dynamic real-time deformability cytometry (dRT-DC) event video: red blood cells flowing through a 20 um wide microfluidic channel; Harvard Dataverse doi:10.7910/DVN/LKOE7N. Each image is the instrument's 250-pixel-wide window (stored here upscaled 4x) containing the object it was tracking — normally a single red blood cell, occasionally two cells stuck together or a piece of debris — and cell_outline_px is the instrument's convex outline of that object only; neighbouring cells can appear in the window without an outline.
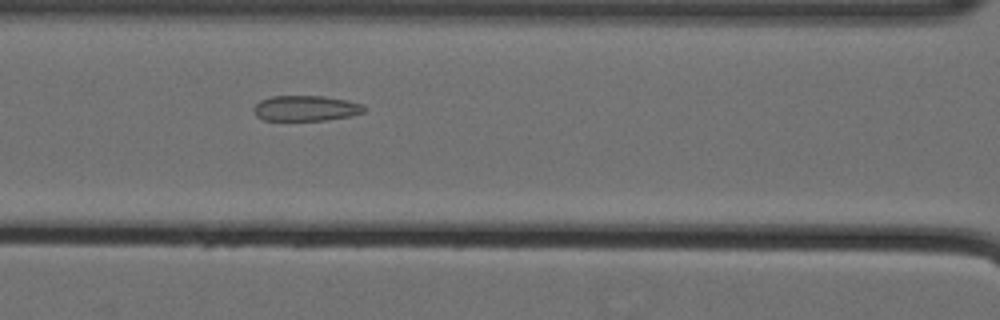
{"species": "Egyptian fruit bat (a non-hibernating species)", "species_latin": "Rousettus aegyptiacus", "temperature_condition": "cold", "stored_images_in_passage": 61, "camera_frame_rate_fps": 3000, "um_per_image_px": 0.085, "animal": {"sex": "female"}, "frame": {"image": 1, "passage_image": 30, "time_ms": 9.667, "image_size_px": [1000, 320], "cell_outline_px": [[368, 108], [364, 112], [348, 116], [324, 120], [264, 120], [256, 116], [252, 108], [260, 100], [272, 96], [324, 96], [348, 100], [364, 104]], "centroid_in_image_um": [26.01, 9.19], "position_along_channel_um": 140.6, "area_um2": 16.47}}
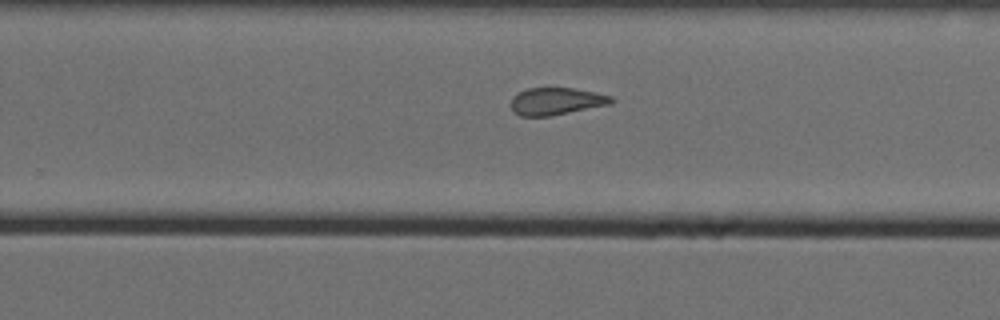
{"frame": {"image": 2, "passage_image": 42, "time_ms": 13.667, "image_size_px": [1000, 320], "cell_outline_px": [[616, 100], [612, 104], [548, 116], [520, 116], [512, 112], [512, 96], [516, 92], [528, 88], [572, 88], [596, 92], [612, 96]], "centroid_in_image_um": [47.29, 8.6], "position_along_channel_um": 282.5, "area_um2": 16.07}}
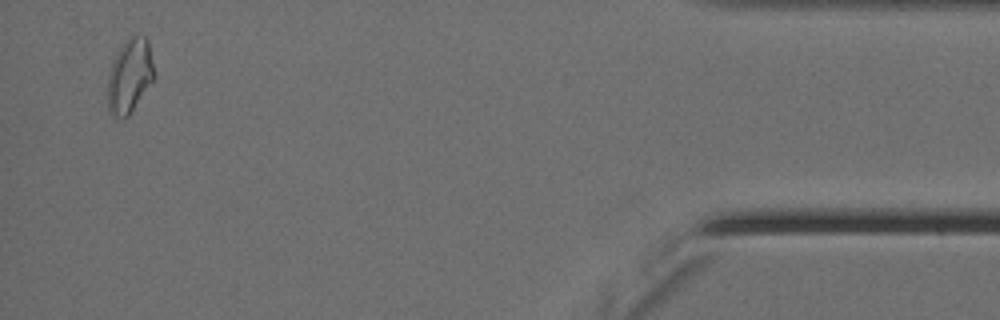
{"frame": {"image": 3, "passage_image": 59, "time_ms": 19.333, "image_size_px": [1000, 320], "cell_outline_px": [[156, 76], [128, 116], [124, 120], [112, 116], [108, 108], [108, 72], [120, 48], [128, 36], [144, 36], [148, 40]], "centroid_in_image_um": [11.03, 6.47], "position_along_channel_um": 424.2, "area_um2": 20.06}, "authors_computed_cell_mechanics": {"area_um2": 18.496, "velocity_mm_per_s": 3.5722, "shape_relaxation_time_tau1_ms": null, "shape_relaxation_time_tau2_ms": 1.9294, "deformation_change_tau1": null, "deformation_change_tau2": 0.0964}}